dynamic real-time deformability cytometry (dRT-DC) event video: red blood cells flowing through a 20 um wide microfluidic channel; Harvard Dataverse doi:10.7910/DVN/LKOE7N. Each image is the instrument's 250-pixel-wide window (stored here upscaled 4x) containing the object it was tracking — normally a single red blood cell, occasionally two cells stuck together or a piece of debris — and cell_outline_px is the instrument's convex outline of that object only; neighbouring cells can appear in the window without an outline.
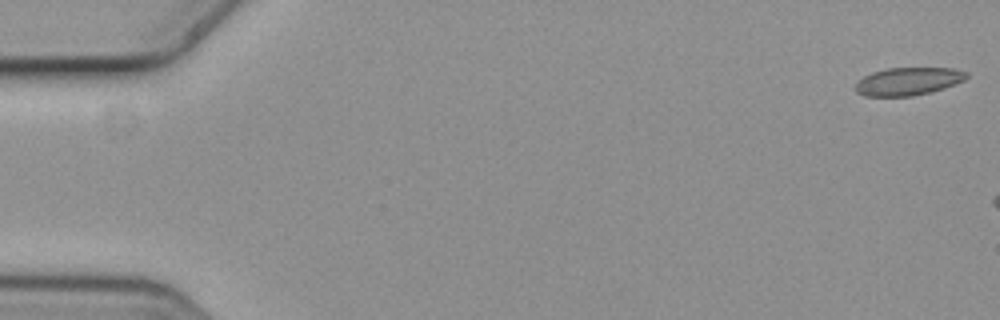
{"species": "common noctule bat (a hibernating species)", "species_latin": "Nyctalus noctula", "temperature_condition": "cold", "stored_images_in_passage": 3, "camera_frame_rate_fps": 3000, "um_per_image_px": 0.085, "animal": {"sex": "female", "body_mass_g": 19.3, "forearm_length_mm": 54.1}, "frame": {"image": 1, "passage_image": 1, "time_ms": 0.0, "image_size_px": [1000, 320], "cell_outline_px": [[968, 76], [964, 80], [944, 88], [932, 92], [912, 96], [864, 96], [856, 92], [856, 84], [864, 76], [872, 72], [888, 68], [952, 68], [968, 72]], "centroid_in_image_um": [77.21, 6.91], "position_along_channel_um": 7.8, "area_um2": 17.98}}